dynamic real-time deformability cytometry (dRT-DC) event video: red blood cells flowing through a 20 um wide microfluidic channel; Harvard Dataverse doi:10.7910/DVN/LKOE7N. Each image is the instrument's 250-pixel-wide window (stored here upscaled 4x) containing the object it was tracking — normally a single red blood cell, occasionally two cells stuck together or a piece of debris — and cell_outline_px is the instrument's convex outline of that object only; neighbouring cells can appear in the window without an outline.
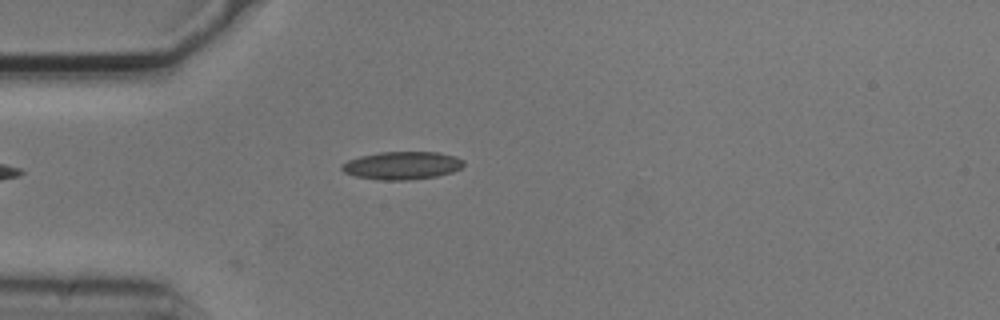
{"species": "common noctule bat (a hibernating species)", "species_latin": "Nyctalus noctula", "temperature_condition": "cold", "stored_images_in_passage": 3, "camera_frame_rate_fps": 3000, "um_per_image_px": 0.085, "animal": {"sex": "male", "body_mass_g": 20.5, "forearm_length_mm": 52.5}, "frame": {"image": 1, "passage_image": 2, "time_ms": 0.333, "image_size_px": [1000, 320], "cell_outline_px": [[464, 164], [460, 168], [452, 172], [436, 176], [412, 180], [376, 180], [356, 176], [344, 172], [340, 168], [340, 164], [348, 160], [360, 156], [380, 152], [436, 152], [456, 156], [464, 160]], "centroid_in_image_um": [34.16, 14.07], "position_along_channel_um": 50.8, "area_um2": 19.94}}